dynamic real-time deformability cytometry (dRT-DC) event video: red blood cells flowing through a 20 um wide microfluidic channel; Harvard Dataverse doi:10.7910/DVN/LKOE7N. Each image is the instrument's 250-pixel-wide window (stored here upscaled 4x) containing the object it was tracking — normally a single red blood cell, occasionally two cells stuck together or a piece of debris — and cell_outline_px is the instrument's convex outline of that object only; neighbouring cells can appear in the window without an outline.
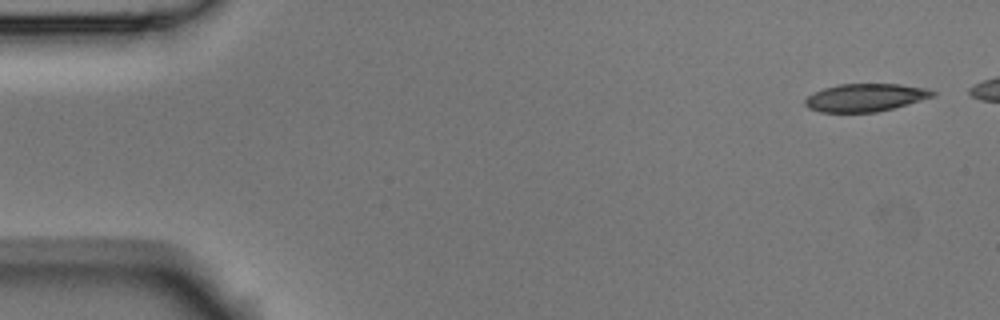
{"species": "Egyptian fruit bat (a non-hibernating species)", "species_latin": "Rousettus aegyptiacus", "temperature_condition": "room temperature", "stored_images_in_passage": 4, "camera_frame_rate_fps": 3000, "um_per_image_px": 0.085, "animal": {"sex": "male"}, "frame": {"image": 1, "passage_image": 1, "time_ms": 0.0, "image_size_px": [1000, 320], "cell_outline_px": [[936, 96], [892, 108], [876, 112], [820, 112], [808, 108], [804, 104], [804, 100], [808, 96], [824, 88], [840, 84], [900, 84], [924, 88], [936, 92]], "centroid_in_image_um": [73.55, 8.29], "position_along_channel_um": 11.5, "area_um2": 20.52}}